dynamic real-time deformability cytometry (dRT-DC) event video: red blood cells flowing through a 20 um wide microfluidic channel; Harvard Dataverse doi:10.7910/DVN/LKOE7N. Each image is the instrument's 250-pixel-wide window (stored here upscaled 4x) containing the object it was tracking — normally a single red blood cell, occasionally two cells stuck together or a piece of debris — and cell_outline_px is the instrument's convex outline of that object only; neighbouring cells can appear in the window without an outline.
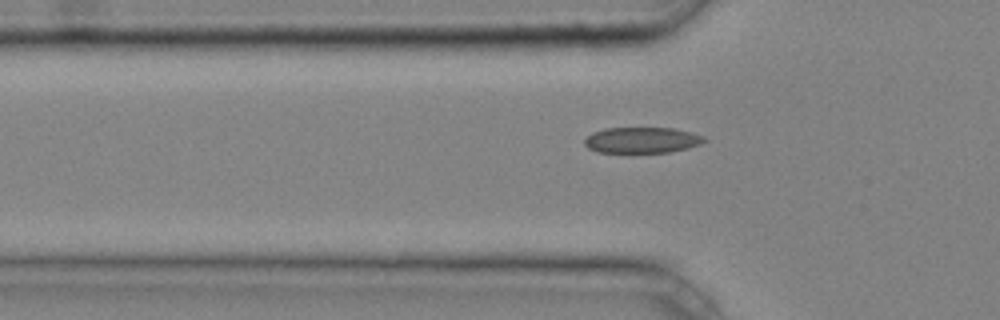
{"species": "common noctule bat (a hibernating species)", "species_latin": "Nyctalus noctula", "temperature_condition": "cold", "stored_images_in_passage": 34, "camera_frame_rate_fps": 3000, "um_per_image_px": 0.085, "animal": {"sex": "male", "body_mass_g": 20.4}, "frame": {"image": 1, "passage_image": 6, "time_ms": 1.667, "image_size_px": [1000, 320], "cell_outline_px": [[708, 140], [700, 144], [688, 148], [668, 152], [596, 152], [588, 148], [584, 144], [584, 140], [592, 132], [604, 128], [672, 128], [704, 136]], "centroid_in_image_um": [54.54, 11.91], "position_along_channel_um": 71.3, "area_um2": 17.98}}
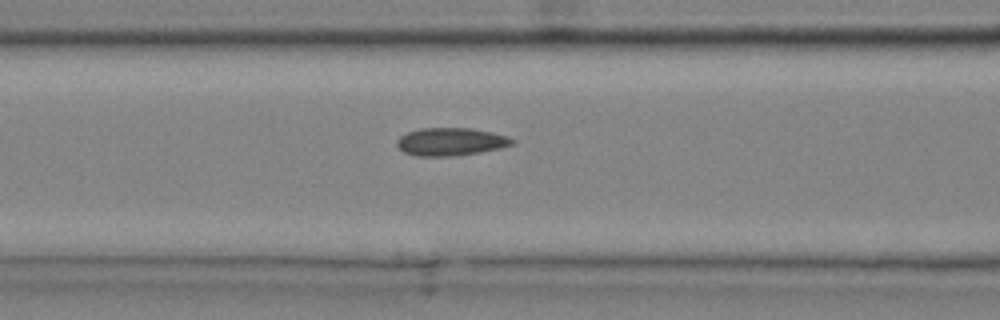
{"frame": {"image": 2, "passage_image": 10, "time_ms": 3.0, "image_size_px": [1000, 320], "cell_outline_px": [[516, 140], [512, 144], [500, 148], [480, 152], [452, 156], [416, 156], [404, 152], [396, 144], [396, 140], [400, 136], [408, 132], [420, 128], [472, 128], [508, 136]], "centroid_in_image_um": [38.3, 12.04], "position_along_channel_um": 128.3, "area_um2": 18.67}, "authors_computed_cell_mechanics": {"area_um2": 17.8891, "velocity_mm_per_s": 4.2603, "shape_relaxation_time_tau1_ms": 5.4087, "shape_relaxation_time_tau2_ms": 6.5797, "deformation_change_tau1": 0.0851, "deformation_change_tau2": 0.1399}}